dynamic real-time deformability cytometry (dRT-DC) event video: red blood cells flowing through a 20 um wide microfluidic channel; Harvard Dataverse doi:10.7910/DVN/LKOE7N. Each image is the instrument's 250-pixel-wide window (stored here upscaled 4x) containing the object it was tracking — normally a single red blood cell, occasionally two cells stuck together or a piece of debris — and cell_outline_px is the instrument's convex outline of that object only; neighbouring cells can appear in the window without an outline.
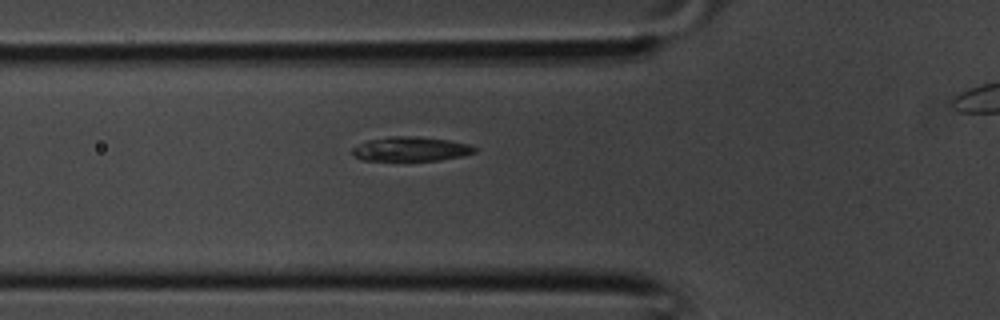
{"species": "common noctule bat (a hibernating species)", "species_latin": "Nyctalus noctula", "temperature_condition": "room temperature", "stored_images_in_passage": 23, "camera_frame_rate_fps": 3000, "um_per_image_px": 0.085, "animal": {"sex": "male", "body_mass_g": 20.1, "forearm_length_mm": 53.5}, "frame": {"image": 1, "passage_image": 5, "time_ms": 1.333, "image_size_px": [1000, 320], "cell_outline_px": [[476, 152], [464, 156], [440, 160], [360, 160], [352, 152], [352, 148], [368, 140], [388, 136], [412, 136], [448, 140], [468, 144], [476, 148]], "centroid_in_image_um": [34.93, 12.66], "position_along_channel_um": 90.9, "area_um2": 17.22}}
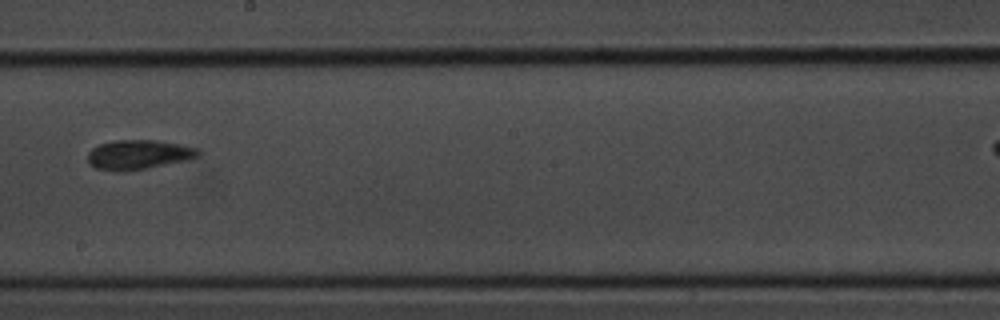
{"frame": {"image": 2, "passage_image": 13, "time_ms": 4.0, "image_size_px": [1000, 320], "cell_outline_px": [[200, 156], [188, 160], [124, 172], [116, 172], [96, 168], [88, 164], [88, 152], [92, 148], [100, 144], [112, 140], [156, 140], [180, 144], [200, 148]], "centroid_in_image_um": [11.78, 13.14], "position_along_channel_um": 236.4, "area_um2": 19.25}}
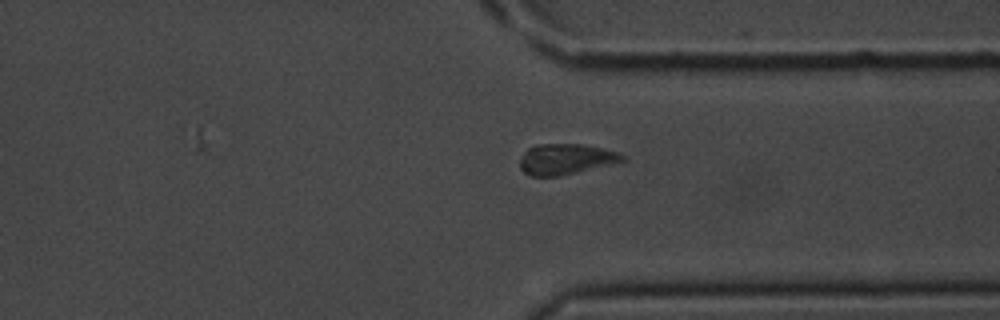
{"frame": {"image": 3, "passage_image": 20, "time_ms": 6.333, "image_size_px": [1000, 320], "cell_outline_px": [[628, 160], [560, 176], [528, 176], [520, 168], [520, 160], [524, 152], [528, 148], [536, 144], [584, 144], [616, 152], [624, 156]], "centroid_in_image_um": [48.06, 13.53], "position_along_channel_um": 363.3, "area_um2": 18.26}}